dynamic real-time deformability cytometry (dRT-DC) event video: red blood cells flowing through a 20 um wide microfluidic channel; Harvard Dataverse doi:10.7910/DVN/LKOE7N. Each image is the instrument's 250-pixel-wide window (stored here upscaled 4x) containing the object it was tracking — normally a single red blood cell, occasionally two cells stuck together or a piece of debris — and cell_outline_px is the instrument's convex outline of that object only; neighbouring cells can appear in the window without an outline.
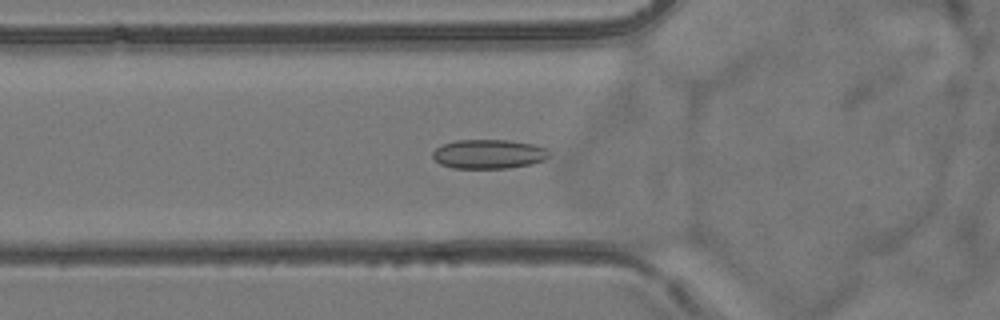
{"species": "common noctule bat (a hibernating species)", "species_latin": "Nyctalus noctula", "temperature_condition": "room temperature", "stored_images_in_passage": 55, "camera_frame_rate_fps": 3000, "um_per_image_px": 0.085, "animal": {"sex": "female", "body_mass_g": 24.6, "forearm_length_mm": 56.2}, "frame": {"image": 1, "passage_image": 20, "time_ms": 6.333, "image_size_px": [1000, 320], "cell_outline_px": [[548, 156], [544, 160], [532, 164], [508, 168], [452, 168], [440, 164], [432, 156], [432, 152], [436, 148], [444, 144], [456, 140], [508, 140], [532, 144], [548, 148]], "centroid_in_image_um": [41.54, 13.1], "position_along_channel_um": 84.3, "area_um2": 19.83}}
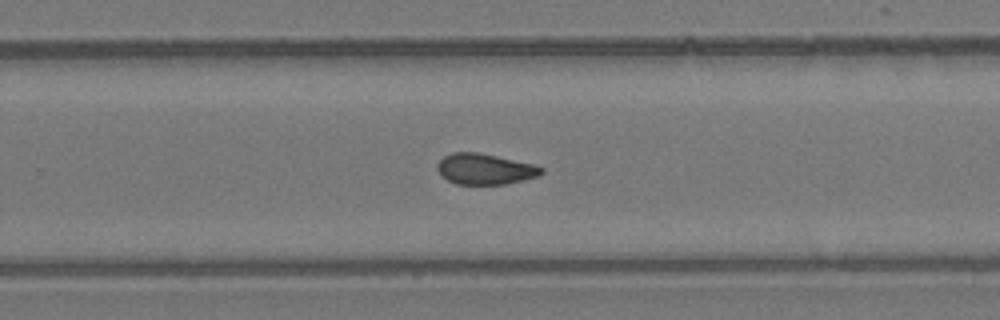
{"frame": {"image": 2, "passage_image": 36, "time_ms": 11.667, "image_size_px": [1000, 320], "cell_outline_px": [[544, 172], [540, 176], [524, 180], [504, 184], [456, 184], [440, 176], [436, 168], [436, 164], [444, 156], [452, 152], [476, 152], [536, 164], [544, 168]], "centroid_in_image_um": [41.23, 14.37], "position_along_channel_um": 288.6, "area_um2": 18.9}}
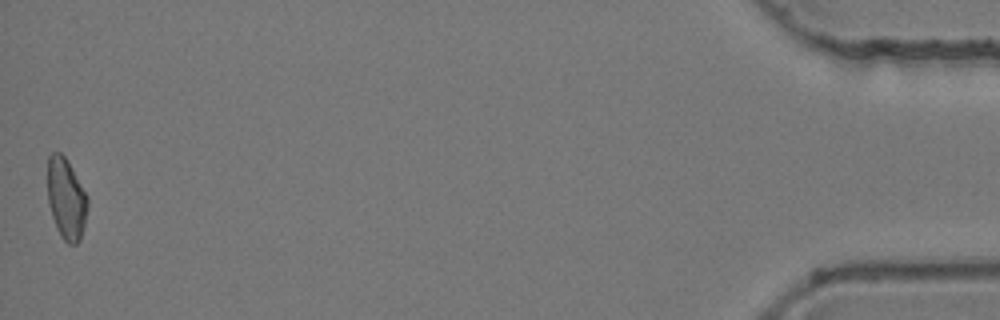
{"frame": {"image": 3, "passage_image": 55, "time_ms": 18.0, "image_size_px": [1000, 320], "cell_outline_px": [[88, 204], [84, 224], [80, 240], [76, 244], [68, 244], [60, 236], [56, 228], [48, 204], [48, 156], [52, 152], [60, 152], [64, 156], [72, 168], [88, 196]], "centroid_in_image_um": [5.62, 16.9], "position_along_channel_um": 429.6, "area_um2": 18.96}, "authors_computed_cell_mechanics": {"area_um2": 19.4208, "velocity_mm_per_s": 3.8191, "shape_relaxation_time_tau1_ms": null, "shape_relaxation_time_tau2_ms": 2.0702, "deformation_change_tau1": null, "deformation_change_tau2": 0.0658}}